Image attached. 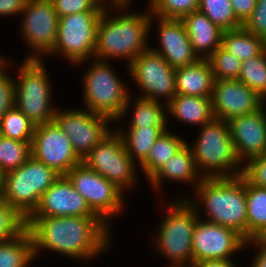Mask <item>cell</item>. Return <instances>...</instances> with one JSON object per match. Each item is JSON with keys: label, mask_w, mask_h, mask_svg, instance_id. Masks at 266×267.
I'll use <instances>...</instances> for the list:
<instances>
[{"label": "cell", "mask_w": 266, "mask_h": 267, "mask_svg": "<svg viewBox=\"0 0 266 267\" xmlns=\"http://www.w3.org/2000/svg\"><path fill=\"white\" fill-rule=\"evenodd\" d=\"M197 215L199 218L192 235L193 263L203 260L232 259L235 254L245 250L247 240L237 231L203 220L202 213Z\"/></svg>", "instance_id": "15"}, {"label": "cell", "mask_w": 266, "mask_h": 267, "mask_svg": "<svg viewBox=\"0 0 266 267\" xmlns=\"http://www.w3.org/2000/svg\"><path fill=\"white\" fill-rule=\"evenodd\" d=\"M238 80L266 100V55H259L243 61Z\"/></svg>", "instance_id": "32"}, {"label": "cell", "mask_w": 266, "mask_h": 267, "mask_svg": "<svg viewBox=\"0 0 266 267\" xmlns=\"http://www.w3.org/2000/svg\"><path fill=\"white\" fill-rule=\"evenodd\" d=\"M53 121L70 139L73 150L81 160L113 131L109 124L114 125L111 118L85 108H57Z\"/></svg>", "instance_id": "14"}, {"label": "cell", "mask_w": 266, "mask_h": 267, "mask_svg": "<svg viewBox=\"0 0 266 267\" xmlns=\"http://www.w3.org/2000/svg\"><path fill=\"white\" fill-rule=\"evenodd\" d=\"M242 176L250 184L266 188V151L243 165Z\"/></svg>", "instance_id": "40"}, {"label": "cell", "mask_w": 266, "mask_h": 267, "mask_svg": "<svg viewBox=\"0 0 266 267\" xmlns=\"http://www.w3.org/2000/svg\"><path fill=\"white\" fill-rule=\"evenodd\" d=\"M60 176L31 156L17 169L5 173L4 201L28 219L37 209L43 193Z\"/></svg>", "instance_id": "8"}, {"label": "cell", "mask_w": 266, "mask_h": 267, "mask_svg": "<svg viewBox=\"0 0 266 267\" xmlns=\"http://www.w3.org/2000/svg\"><path fill=\"white\" fill-rule=\"evenodd\" d=\"M263 51H264V53L266 55V37L263 38Z\"/></svg>", "instance_id": "49"}, {"label": "cell", "mask_w": 266, "mask_h": 267, "mask_svg": "<svg viewBox=\"0 0 266 267\" xmlns=\"http://www.w3.org/2000/svg\"><path fill=\"white\" fill-rule=\"evenodd\" d=\"M133 98L134 97L129 96L121 117L116 120L115 123L124 121L123 118H126L125 116L132 111L129 117L131 121H129L130 123L128 122V127L126 128L153 126L160 129L163 133L170 129V125H168L169 116L167 105L140 97H136V100L134 99L133 102V100H131Z\"/></svg>", "instance_id": "24"}, {"label": "cell", "mask_w": 266, "mask_h": 267, "mask_svg": "<svg viewBox=\"0 0 266 267\" xmlns=\"http://www.w3.org/2000/svg\"><path fill=\"white\" fill-rule=\"evenodd\" d=\"M190 147L198 172L203 178L236 177L243 165L235 153L229 123L214 118L199 128Z\"/></svg>", "instance_id": "4"}, {"label": "cell", "mask_w": 266, "mask_h": 267, "mask_svg": "<svg viewBox=\"0 0 266 267\" xmlns=\"http://www.w3.org/2000/svg\"><path fill=\"white\" fill-rule=\"evenodd\" d=\"M59 17L78 12L103 11L105 5L100 0H50Z\"/></svg>", "instance_id": "39"}, {"label": "cell", "mask_w": 266, "mask_h": 267, "mask_svg": "<svg viewBox=\"0 0 266 267\" xmlns=\"http://www.w3.org/2000/svg\"><path fill=\"white\" fill-rule=\"evenodd\" d=\"M168 267H184V266H182V265H173V264H169Z\"/></svg>", "instance_id": "50"}, {"label": "cell", "mask_w": 266, "mask_h": 267, "mask_svg": "<svg viewBox=\"0 0 266 267\" xmlns=\"http://www.w3.org/2000/svg\"><path fill=\"white\" fill-rule=\"evenodd\" d=\"M85 73H82V102L90 112L118 120L130 96L128 83L114 71L106 60L91 58ZM84 74V75H83Z\"/></svg>", "instance_id": "6"}, {"label": "cell", "mask_w": 266, "mask_h": 267, "mask_svg": "<svg viewBox=\"0 0 266 267\" xmlns=\"http://www.w3.org/2000/svg\"><path fill=\"white\" fill-rule=\"evenodd\" d=\"M102 12H78L59 17L56 44L48 55H62L61 58L76 66H83L91 57L94 58L97 27Z\"/></svg>", "instance_id": "9"}, {"label": "cell", "mask_w": 266, "mask_h": 267, "mask_svg": "<svg viewBox=\"0 0 266 267\" xmlns=\"http://www.w3.org/2000/svg\"><path fill=\"white\" fill-rule=\"evenodd\" d=\"M176 95L211 98L214 77L207 59L175 69Z\"/></svg>", "instance_id": "23"}, {"label": "cell", "mask_w": 266, "mask_h": 267, "mask_svg": "<svg viewBox=\"0 0 266 267\" xmlns=\"http://www.w3.org/2000/svg\"><path fill=\"white\" fill-rule=\"evenodd\" d=\"M238 160L244 165L266 151V105L254 113L228 121Z\"/></svg>", "instance_id": "19"}, {"label": "cell", "mask_w": 266, "mask_h": 267, "mask_svg": "<svg viewBox=\"0 0 266 267\" xmlns=\"http://www.w3.org/2000/svg\"><path fill=\"white\" fill-rule=\"evenodd\" d=\"M247 240L266 237V188L246 180Z\"/></svg>", "instance_id": "28"}, {"label": "cell", "mask_w": 266, "mask_h": 267, "mask_svg": "<svg viewBox=\"0 0 266 267\" xmlns=\"http://www.w3.org/2000/svg\"><path fill=\"white\" fill-rule=\"evenodd\" d=\"M211 102L214 117L227 122L254 113L265 104L254 90L238 79L214 80Z\"/></svg>", "instance_id": "18"}, {"label": "cell", "mask_w": 266, "mask_h": 267, "mask_svg": "<svg viewBox=\"0 0 266 267\" xmlns=\"http://www.w3.org/2000/svg\"><path fill=\"white\" fill-rule=\"evenodd\" d=\"M147 4L152 15L164 19H182L199 8V0H148Z\"/></svg>", "instance_id": "37"}, {"label": "cell", "mask_w": 266, "mask_h": 267, "mask_svg": "<svg viewBox=\"0 0 266 267\" xmlns=\"http://www.w3.org/2000/svg\"><path fill=\"white\" fill-rule=\"evenodd\" d=\"M35 260L32 238L27 230L17 238L0 243V267H29Z\"/></svg>", "instance_id": "30"}, {"label": "cell", "mask_w": 266, "mask_h": 267, "mask_svg": "<svg viewBox=\"0 0 266 267\" xmlns=\"http://www.w3.org/2000/svg\"><path fill=\"white\" fill-rule=\"evenodd\" d=\"M5 172L0 168V201L4 200Z\"/></svg>", "instance_id": "47"}, {"label": "cell", "mask_w": 266, "mask_h": 267, "mask_svg": "<svg viewBox=\"0 0 266 267\" xmlns=\"http://www.w3.org/2000/svg\"><path fill=\"white\" fill-rule=\"evenodd\" d=\"M126 70L141 91L137 97L168 105L176 96L175 69L150 48L134 59Z\"/></svg>", "instance_id": "13"}, {"label": "cell", "mask_w": 266, "mask_h": 267, "mask_svg": "<svg viewBox=\"0 0 266 267\" xmlns=\"http://www.w3.org/2000/svg\"><path fill=\"white\" fill-rule=\"evenodd\" d=\"M156 20V21H155ZM157 23V24H154ZM157 25L158 47L150 49L160 54L173 69L195 64L200 60L193 50L185 25L181 19H164L151 14L150 33Z\"/></svg>", "instance_id": "17"}, {"label": "cell", "mask_w": 266, "mask_h": 267, "mask_svg": "<svg viewBox=\"0 0 266 267\" xmlns=\"http://www.w3.org/2000/svg\"><path fill=\"white\" fill-rule=\"evenodd\" d=\"M106 6V0H100Z\"/></svg>", "instance_id": "51"}, {"label": "cell", "mask_w": 266, "mask_h": 267, "mask_svg": "<svg viewBox=\"0 0 266 267\" xmlns=\"http://www.w3.org/2000/svg\"><path fill=\"white\" fill-rule=\"evenodd\" d=\"M27 0H0V17L19 16Z\"/></svg>", "instance_id": "44"}, {"label": "cell", "mask_w": 266, "mask_h": 267, "mask_svg": "<svg viewBox=\"0 0 266 267\" xmlns=\"http://www.w3.org/2000/svg\"><path fill=\"white\" fill-rule=\"evenodd\" d=\"M115 129L121 135L128 155L138 166L148 157L154 142L163 134L160 129L153 126L127 130L119 126Z\"/></svg>", "instance_id": "27"}, {"label": "cell", "mask_w": 266, "mask_h": 267, "mask_svg": "<svg viewBox=\"0 0 266 267\" xmlns=\"http://www.w3.org/2000/svg\"><path fill=\"white\" fill-rule=\"evenodd\" d=\"M31 216H98L85 198L74 188L65 175H61L42 195Z\"/></svg>", "instance_id": "20"}, {"label": "cell", "mask_w": 266, "mask_h": 267, "mask_svg": "<svg viewBox=\"0 0 266 267\" xmlns=\"http://www.w3.org/2000/svg\"><path fill=\"white\" fill-rule=\"evenodd\" d=\"M32 156L39 162L66 175L82 160L73 150L70 139L53 121L35 127L31 144Z\"/></svg>", "instance_id": "16"}, {"label": "cell", "mask_w": 266, "mask_h": 267, "mask_svg": "<svg viewBox=\"0 0 266 267\" xmlns=\"http://www.w3.org/2000/svg\"><path fill=\"white\" fill-rule=\"evenodd\" d=\"M20 36L30 48L25 59L44 60L53 50L58 34L59 16L50 0H27L21 12ZM43 57V58H42Z\"/></svg>", "instance_id": "12"}, {"label": "cell", "mask_w": 266, "mask_h": 267, "mask_svg": "<svg viewBox=\"0 0 266 267\" xmlns=\"http://www.w3.org/2000/svg\"><path fill=\"white\" fill-rule=\"evenodd\" d=\"M191 267H238L233 259H214L194 262Z\"/></svg>", "instance_id": "45"}, {"label": "cell", "mask_w": 266, "mask_h": 267, "mask_svg": "<svg viewBox=\"0 0 266 267\" xmlns=\"http://www.w3.org/2000/svg\"><path fill=\"white\" fill-rule=\"evenodd\" d=\"M186 140L172 133H163L153 144L148 157L138 166L147 181L161 169L185 144Z\"/></svg>", "instance_id": "26"}, {"label": "cell", "mask_w": 266, "mask_h": 267, "mask_svg": "<svg viewBox=\"0 0 266 267\" xmlns=\"http://www.w3.org/2000/svg\"><path fill=\"white\" fill-rule=\"evenodd\" d=\"M253 246L256 250L252 256L250 262V267H266V238L258 237L246 241L245 248ZM255 247L257 249H255Z\"/></svg>", "instance_id": "42"}, {"label": "cell", "mask_w": 266, "mask_h": 267, "mask_svg": "<svg viewBox=\"0 0 266 267\" xmlns=\"http://www.w3.org/2000/svg\"><path fill=\"white\" fill-rule=\"evenodd\" d=\"M166 204L164 216L151 242L153 251L168 264L191 267L193 264L192 235L199 216L196 209L184 199H175ZM168 204V205H167ZM167 210V211H166ZM157 250V251H156Z\"/></svg>", "instance_id": "5"}, {"label": "cell", "mask_w": 266, "mask_h": 267, "mask_svg": "<svg viewBox=\"0 0 266 267\" xmlns=\"http://www.w3.org/2000/svg\"><path fill=\"white\" fill-rule=\"evenodd\" d=\"M167 107L169 119L198 128L215 118L211 98L176 95Z\"/></svg>", "instance_id": "25"}, {"label": "cell", "mask_w": 266, "mask_h": 267, "mask_svg": "<svg viewBox=\"0 0 266 267\" xmlns=\"http://www.w3.org/2000/svg\"><path fill=\"white\" fill-rule=\"evenodd\" d=\"M130 8L133 9L131 5L105 7L97 27L94 58L126 60L128 66L150 48V9L147 7L144 12H131Z\"/></svg>", "instance_id": "2"}, {"label": "cell", "mask_w": 266, "mask_h": 267, "mask_svg": "<svg viewBox=\"0 0 266 267\" xmlns=\"http://www.w3.org/2000/svg\"><path fill=\"white\" fill-rule=\"evenodd\" d=\"M27 231L36 259L47 250L85 263L113 245L111 227L99 216H30Z\"/></svg>", "instance_id": "1"}, {"label": "cell", "mask_w": 266, "mask_h": 267, "mask_svg": "<svg viewBox=\"0 0 266 267\" xmlns=\"http://www.w3.org/2000/svg\"><path fill=\"white\" fill-rule=\"evenodd\" d=\"M198 10L223 31L242 27L233 12L230 0H199Z\"/></svg>", "instance_id": "33"}, {"label": "cell", "mask_w": 266, "mask_h": 267, "mask_svg": "<svg viewBox=\"0 0 266 267\" xmlns=\"http://www.w3.org/2000/svg\"><path fill=\"white\" fill-rule=\"evenodd\" d=\"M74 188L85 198L91 210L111 227L126 207L124 194L109 180L89 169L84 163L73 167L66 175Z\"/></svg>", "instance_id": "11"}, {"label": "cell", "mask_w": 266, "mask_h": 267, "mask_svg": "<svg viewBox=\"0 0 266 267\" xmlns=\"http://www.w3.org/2000/svg\"><path fill=\"white\" fill-rule=\"evenodd\" d=\"M12 62L8 58L0 67V120L15 106V81L8 68L12 67ZM10 66V67H9Z\"/></svg>", "instance_id": "38"}, {"label": "cell", "mask_w": 266, "mask_h": 267, "mask_svg": "<svg viewBox=\"0 0 266 267\" xmlns=\"http://www.w3.org/2000/svg\"><path fill=\"white\" fill-rule=\"evenodd\" d=\"M35 126L16 106L0 120V135L10 139L32 143Z\"/></svg>", "instance_id": "31"}, {"label": "cell", "mask_w": 266, "mask_h": 267, "mask_svg": "<svg viewBox=\"0 0 266 267\" xmlns=\"http://www.w3.org/2000/svg\"><path fill=\"white\" fill-rule=\"evenodd\" d=\"M181 20L185 25L193 50L200 59H208L221 46L223 30L203 12L193 11Z\"/></svg>", "instance_id": "22"}, {"label": "cell", "mask_w": 266, "mask_h": 267, "mask_svg": "<svg viewBox=\"0 0 266 267\" xmlns=\"http://www.w3.org/2000/svg\"><path fill=\"white\" fill-rule=\"evenodd\" d=\"M221 46L242 62L263 51V38L240 28L223 31Z\"/></svg>", "instance_id": "29"}, {"label": "cell", "mask_w": 266, "mask_h": 267, "mask_svg": "<svg viewBox=\"0 0 266 267\" xmlns=\"http://www.w3.org/2000/svg\"><path fill=\"white\" fill-rule=\"evenodd\" d=\"M237 20L243 25L251 16L256 6V0H230Z\"/></svg>", "instance_id": "43"}, {"label": "cell", "mask_w": 266, "mask_h": 267, "mask_svg": "<svg viewBox=\"0 0 266 267\" xmlns=\"http://www.w3.org/2000/svg\"><path fill=\"white\" fill-rule=\"evenodd\" d=\"M134 0H106V6L132 5Z\"/></svg>", "instance_id": "46"}, {"label": "cell", "mask_w": 266, "mask_h": 267, "mask_svg": "<svg viewBox=\"0 0 266 267\" xmlns=\"http://www.w3.org/2000/svg\"><path fill=\"white\" fill-rule=\"evenodd\" d=\"M27 230V218L4 200L0 201V243L19 237Z\"/></svg>", "instance_id": "35"}, {"label": "cell", "mask_w": 266, "mask_h": 267, "mask_svg": "<svg viewBox=\"0 0 266 267\" xmlns=\"http://www.w3.org/2000/svg\"><path fill=\"white\" fill-rule=\"evenodd\" d=\"M203 179L195 164L192 152L187 143L170 160L157 171L149 180L148 184L153 191H162L164 180L189 184L194 191ZM194 188V189H193Z\"/></svg>", "instance_id": "21"}, {"label": "cell", "mask_w": 266, "mask_h": 267, "mask_svg": "<svg viewBox=\"0 0 266 267\" xmlns=\"http://www.w3.org/2000/svg\"><path fill=\"white\" fill-rule=\"evenodd\" d=\"M15 81V106L36 127L53 122L57 107L53 105V87L45 61L24 59Z\"/></svg>", "instance_id": "7"}, {"label": "cell", "mask_w": 266, "mask_h": 267, "mask_svg": "<svg viewBox=\"0 0 266 267\" xmlns=\"http://www.w3.org/2000/svg\"><path fill=\"white\" fill-rule=\"evenodd\" d=\"M82 163L109 180L124 194L138 185L139 167L128 155L123 139L116 129L97 144L83 158Z\"/></svg>", "instance_id": "10"}, {"label": "cell", "mask_w": 266, "mask_h": 267, "mask_svg": "<svg viewBox=\"0 0 266 267\" xmlns=\"http://www.w3.org/2000/svg\"><path fill=\"white\" fill-rule=\"evenodd\" d=\"M176 197L188 200L197 213L205 212L203 220L231 228L247 240L246 179L242 175L203 178L191 196Z\"/></svg>", "instance_id": "3"}, {"label": "cell", "mask_w": 266, "mask_h": 267, "mask_svg": "<svg viewBox=\"0 0 266 267\" xmlns=\"http://www.w3.org/2000/svg\"><path fill=\"white\" fill-rule=\"evenodd\" d=\"M31 144L0 135V168L7 173L23 165L32 156Z\"/></svg>", "instance_id": "34"}, {"label": "cell", "mask_w": 266, "mask_h": 267, "mask_svg": "<svg viewBox=\"0 0 266 267\" xmlns=\"http://www.w3.org/2000/svg\"><path fill=\"white\" fill-rule=\"evenodd\" d=\"M214 80L238 79L242 61L220 46L208 59Z\"/></svg>", "instance_id": "36"}, {"label": "cell", "mask_w": 266, "mask_h": 267, "mask_svg": "<svg viewBox=\"0 0 266 267\" xmlns=\"http://www.w3.org/2000/svg\"><path fill=\"white\" fill-rule=\"evenodd\" d=\"M4 54H0V67L6 62L7 56L4 57Z\"/></svg>", "instance_id": "48"}, {"label": "cell", "mask_w": 266, "mask_h": 267, "mask_svg": "<svg viewBox=\"0 0 266 267\" xmlns=\"http://www.w3.org/2000/svg\"><path fill=\"white\" fill-rule=\"evenodd\" d=\"M242 26L256 36L266 37V0H256L255 9Z\"/></svg>", "instance_id": "41"}]
</instances>
